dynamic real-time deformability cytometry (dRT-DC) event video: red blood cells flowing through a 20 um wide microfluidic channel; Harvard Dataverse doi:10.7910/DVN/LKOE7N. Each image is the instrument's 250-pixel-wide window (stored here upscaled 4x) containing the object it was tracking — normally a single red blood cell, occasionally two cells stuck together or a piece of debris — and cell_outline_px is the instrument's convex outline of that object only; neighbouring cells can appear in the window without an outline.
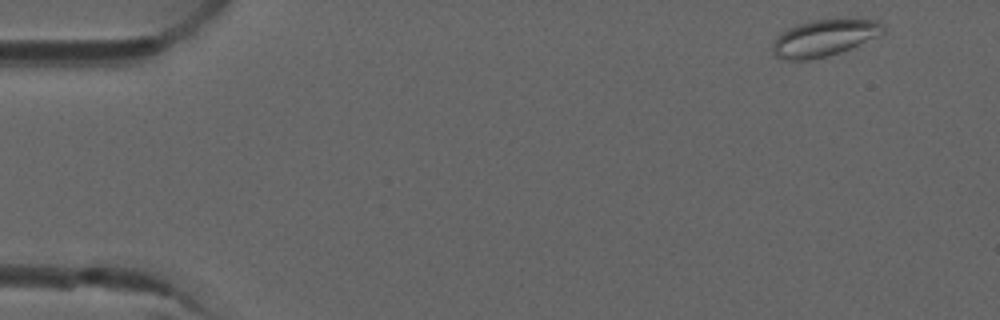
{"species": "common noctule bat (a hibernating species)", "species_latin": "Nyctalus noctula", "temperature_condition": "room temperature", "stored_images_in_passage": 5, "camera_frame_rate_fps": 3000, "um_per_image_px": 0.085, "animal": {"sex": "male", "forearm_length_mm": 52.5}, "frame": {"image": 1, "passage_image": 1, "time_ms": 0.0, "image_size_px": [1000, 320], "cell_outline_px": [[884, 32], [876, 36], [840, 52], [828, 56], [808, 60], [788, 60], [776, 56], [772, 52], [772, 40], [780, 32], [788, 28], [812, 20], [840, 16], [860, 16], [880, 20], [884, 24]], "centroid_in_image_um": [70.1, 3.15], "position_along_channel_um": 14.9, "area_um2": 24.57}}
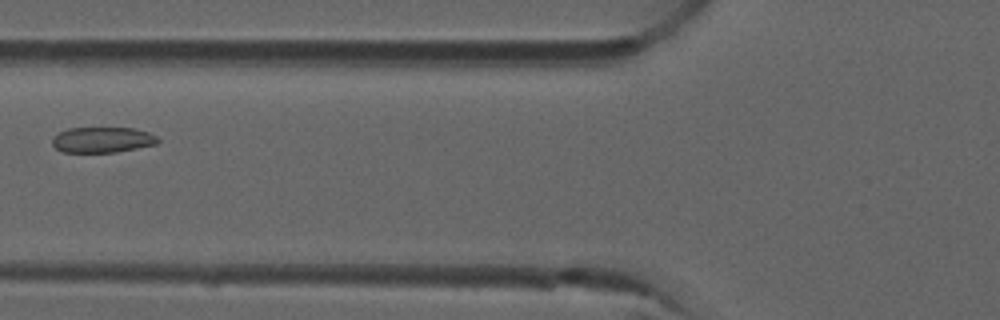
{"frame": {"image": 2, "passage_image": 5, "time_ms": 1.333, "image_size_px": [1000, 320], "cell_outline_px": [[160, 140], [156, 144], [116, 152], [64, 152], [56, 148], [52, 144], [52, 140], [60, 132], [68, 128], [132, 128], [148, 132], [156, 136]], "centroid_in_image_um": [8.71, 11.88], "position_along_channel_um": 117.1, "area_um2": 15.55}}